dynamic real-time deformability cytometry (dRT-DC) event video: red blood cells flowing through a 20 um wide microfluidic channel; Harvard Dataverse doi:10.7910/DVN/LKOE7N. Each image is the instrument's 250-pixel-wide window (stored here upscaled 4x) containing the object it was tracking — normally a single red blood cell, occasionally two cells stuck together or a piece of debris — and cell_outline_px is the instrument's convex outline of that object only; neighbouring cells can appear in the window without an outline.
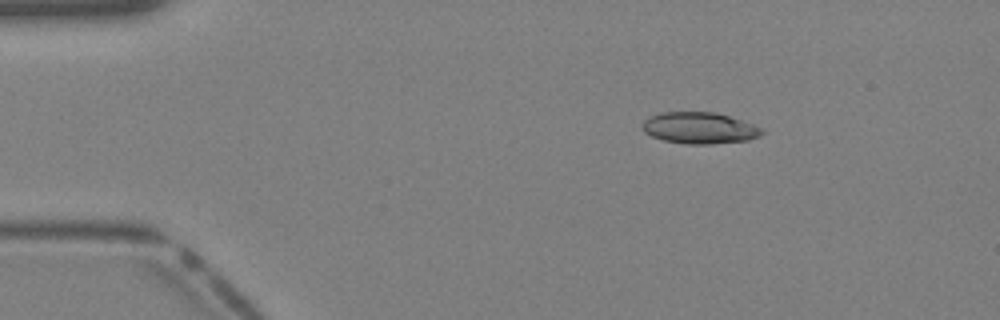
{"species": "Egyptian fruit bat (a non-hibernating species)", "species_latin": "Rousettus aegyptiacus", "temperature_condition": "warm", "stored_images_in_passage": 34, "camera_frame_rate_fps": 3000, "um_per_image_px": 0.085, "animal": {"sex": "female"}, "frame": {"image": 1, "passage_image": 1, "time_ms": 0.0, "image_size_px": [1000, 320], "cell_outline_px": [[764, 132], [760, 136], [748, 140], [712, 144], [684, 144], [664, 140], [652, 136], [644, 132], [640, 128], [644, 120], [648, 116], [660, 112], [716, 112], [764, 128]], "centroid_in_image_um": [59.43, 10.88], "position_along_channel_um": 25.6, "area_um2": 22.08}}
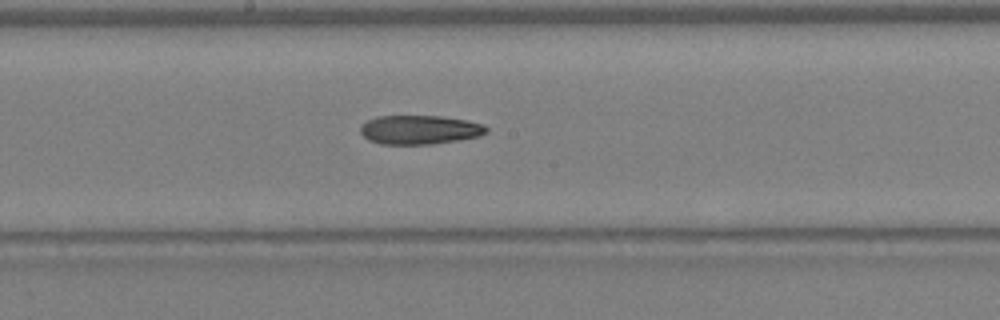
{"frame": {"image": 2, "passage_image": 16, "time_ms": 5.0, "image_size_px": [1000, 320], "cell_outline_px": [[488, 132], [480, 136], [460, 140], [432, 144], [380, 144], [368, 140], [360, 132], [360, 128], [368, 120], [376, 116], [440, 116], [464, 120], [484, 124], [488, 128]], "centroid_in_image_um": [35.69, 11.03], "position_along_channel_um": 212.5, "area_um2": 21.33}}
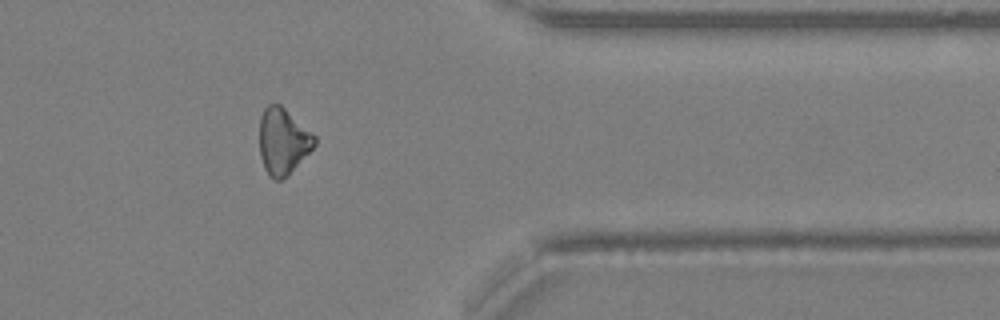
{"frame": {"image": 3, "passage_image": 27, "time_ms": 8.667, "image_size_px": [1000, 320], "cell_outline_px": [[316, 144], [288, 176], [280, 180], [276, 180], [264, 168], [260, 156], [260, 116], [264, 108], [268, 104], [280, 104], [316, 136]], "centroid_in_image_um": [24.05, 12.0], "position_along_channel_um": 387.3, "area_um2": 21.1}}